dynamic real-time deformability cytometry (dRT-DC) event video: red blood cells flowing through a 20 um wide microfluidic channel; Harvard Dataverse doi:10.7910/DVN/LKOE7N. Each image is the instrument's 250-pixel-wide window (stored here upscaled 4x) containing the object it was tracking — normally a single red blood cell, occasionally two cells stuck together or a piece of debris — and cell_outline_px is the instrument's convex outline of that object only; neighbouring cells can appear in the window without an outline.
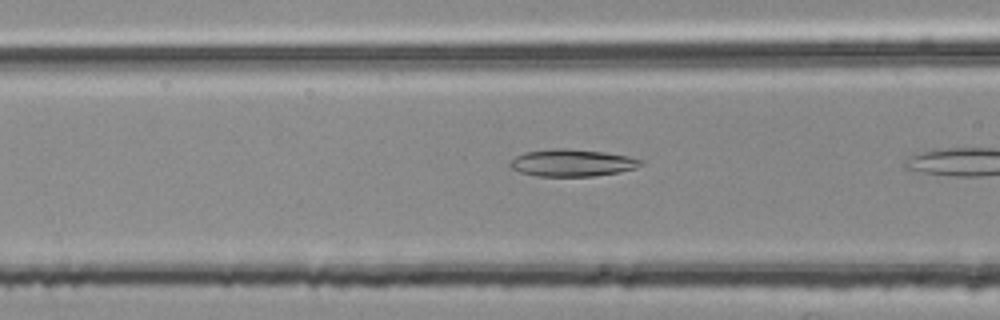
{"species": "common noctule bat (a hibernating species)", "species_latin": "Nyctalus noctula", "temperature_condition": "room temperature", "stored_images_in_passage": 17, "camera_frame_rate_fps": 3000, "um_per_image_px": 0.085, "animal": {"sex": "female", "body_mass_g": 25.1}, "frame": {"image": 1, "passage_image": 15, "time_ms": 4.667, "image_size_px": [1000, 320], "cell_outline_px": [[644, 164], [636, 168], [620, 172], [596, 176], [536, 176], [520, 172], [512, 168], [508, 164], [516, 156], [524, 152], [552, 148], [568, 148], [604, 152], [628, 156], [644, 160]], "centroid_in_image_um": [48.66, 13.84], "position_along_channel_um": 117.9, "area_um2": 20.87}}